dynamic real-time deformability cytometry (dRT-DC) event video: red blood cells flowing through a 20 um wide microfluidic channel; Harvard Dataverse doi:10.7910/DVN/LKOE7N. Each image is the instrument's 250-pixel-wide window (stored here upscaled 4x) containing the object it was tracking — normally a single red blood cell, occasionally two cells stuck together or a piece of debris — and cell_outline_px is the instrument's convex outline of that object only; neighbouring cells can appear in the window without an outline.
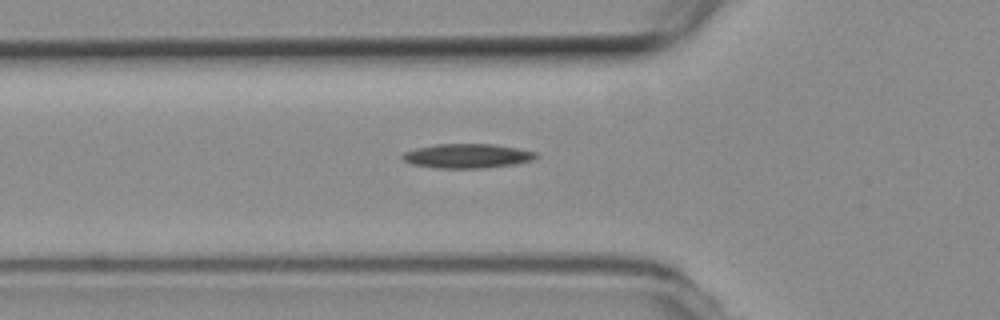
{"species": "common noctule bat (a hibernating species)", "species_latin": "Nyctalus noctula", "temperature_condition": "room temperature", "stored_images_in_passage": 37, "camera_frame_rate_fps": 3000, "um_per_image_px": 0.085, "animal": {"sex": "female", "body_mass_g": 19.3, "forearm_length_mm": 54.1}, "frame": {"image": 1, "passage_image": 2, "time_ms": 0.333, "image_size_px": [1000, 320], "cell_outline_px": [[540, 156], [532, 160], [516, 164], [484, 168], [436, 168], [412, 164], [404, 160], [400, 156], [404, 152], [416, 148], [436, 144], [492, 144], [516, 148], [536, 152]], "centroid_in_image_um": [39.72, 13.26], "position_along_channel_um": 86.1, "area_um2": 18.96}}
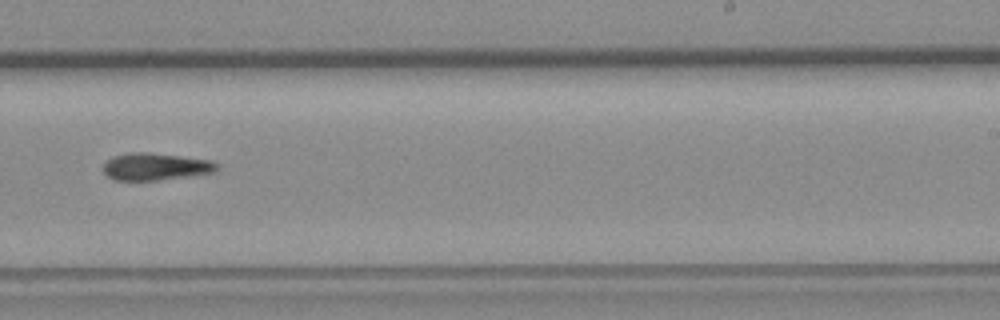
{"frame": {"image": 2, "passage_image": 17, "time_ms": 5.333, "image_size_px": [1000, 320], "cell_outline_px": [[220, 168], [216, 172], [192, 176], [156, 180], [112, 180], [104, 172], [104, 164], [112, 156], [128, 152], [144, 152], [180, 156], [212, 160], [220, 164]], "centroid_in_image_um": [13.27, 14.16], "position_along_channel_um": 275.7, "area_um2": 18.21}}
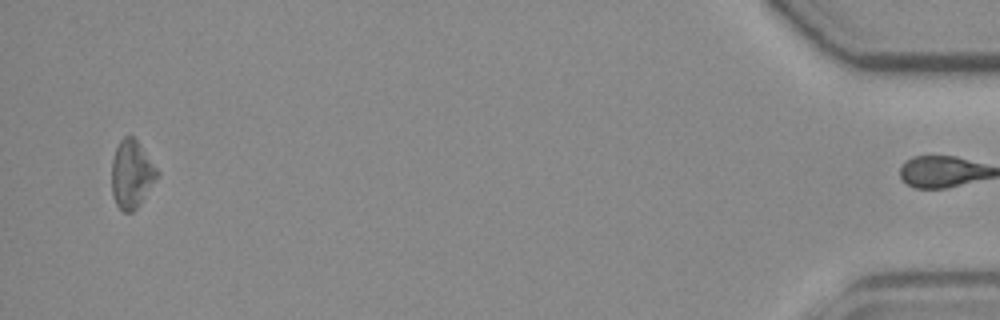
{"frame": {"image": 3, "passage_image": 36, "time_ms": 11.667, "image_size_px": [1000, 320], "cell_outline_px": [[160, 172], [136, 208], [132, 212], [124, 212], [116, 204], [112, 192], [112, 160], [116, 148], [120, 140], [124, 136], [132, 136], [136, 140]], "centroid_in_image_um": [11.17, 14.79], "position_along_channel_um": 424.0, "area_um2": 17.51}}